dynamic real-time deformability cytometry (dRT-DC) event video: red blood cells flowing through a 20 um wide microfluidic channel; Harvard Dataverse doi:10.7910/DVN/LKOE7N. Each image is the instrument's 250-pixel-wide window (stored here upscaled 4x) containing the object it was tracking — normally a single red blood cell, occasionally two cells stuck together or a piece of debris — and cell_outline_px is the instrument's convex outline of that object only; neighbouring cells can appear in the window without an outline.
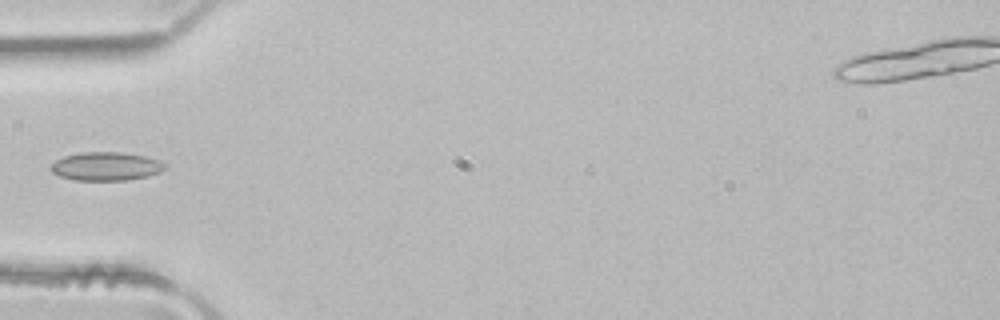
{"species": "common noctule bat (a hibernating species)", "species_latin": "Nyctalus noctula", "temperature_condition": "room temperature", "stored_images_in_passage": 3, "camera_frame_rate_fps": 3000, "um_per_image_px": 0.085, "animal": {"sex": "male", "body_mass_g": 21.5, "forearm_length_mm": 52.0}, "frame": {"image": 1, "passage_image": 3, "time_ms": 0.667, "image_size_px": [1000, 320], "cell_outline_px": [[168, 168], [160, 172], [148, 176], [128, 180], [76, 180], [60, 176], [52, 172], [52, 164], [56, 160], [64, 156], [84, 152], [120, 152], [144, 156], [160, 160], [168, 164]], "centroid_in_image_um": [9.08, 14.14], "position_along_channel_um": 75.9, "area_um2": 18.96}}